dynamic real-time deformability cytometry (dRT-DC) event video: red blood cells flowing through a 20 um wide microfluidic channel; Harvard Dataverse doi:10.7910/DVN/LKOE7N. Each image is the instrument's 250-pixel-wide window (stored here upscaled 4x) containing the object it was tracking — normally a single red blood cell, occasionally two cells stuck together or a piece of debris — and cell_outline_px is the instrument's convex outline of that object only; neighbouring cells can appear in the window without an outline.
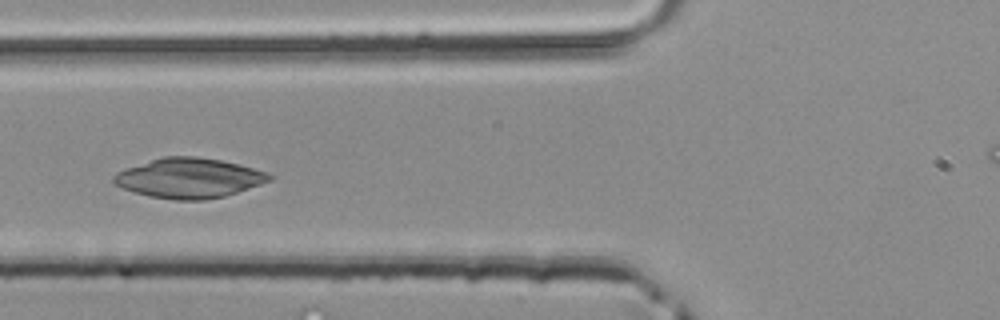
{"species": "common noctule bat (a hibernating species)", "species_latin": "Nyctalus noctula", "temperature_condition": "room temperature", "stored_images_in_passage": 3, "camera_frame_rate_fps": 3000, "um_per_image_px": 0.085, "animal": {"sex": "male", "body_mass_g": 20.4}, "frame": {"image": 1, "passage_image": 3, "time_ms": 0.667, "image_size_px": [1000, 320], "cell_outline_px": [[272, 180], [224, 196], [204, 200], [172, 200], [148, 196], [124, 188], [116, 184], [112, 180], [112, 176], [116, 172], [164, 156], [196, 156], [220, 160], [240, 164], [268, 172], [272, 176]], "centroid_in_image_um": [16.08, 15.14], "position_along_channel_um": 109.7, "area_um2": 35.89}}